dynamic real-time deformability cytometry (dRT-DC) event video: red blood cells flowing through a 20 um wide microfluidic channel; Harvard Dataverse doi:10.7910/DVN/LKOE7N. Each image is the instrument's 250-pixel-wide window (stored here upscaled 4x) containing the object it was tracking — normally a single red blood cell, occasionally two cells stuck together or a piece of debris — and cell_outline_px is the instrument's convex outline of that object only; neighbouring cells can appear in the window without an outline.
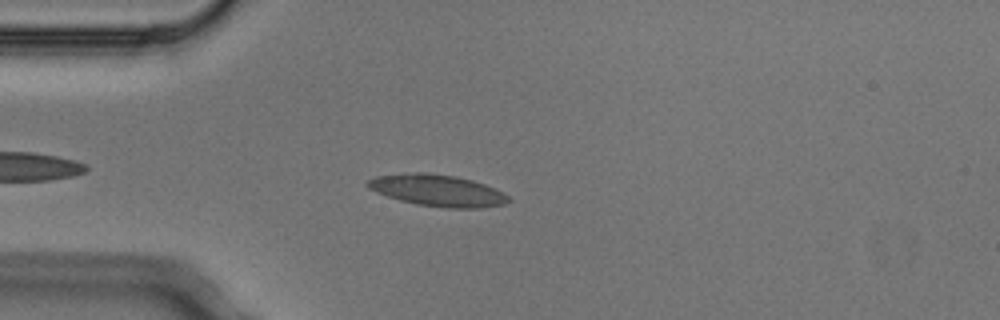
{"species": "Egyptian fruit bat (a non-hibernating species)", "species_latin": "Rousettus aegyptiacus", "temperature_condition": "cold", "stored_images_in_passage": 3, "camera_frame_rate_fps": 3000, "um_per_image_px": 0.085, "animal": {"sex": "male"}, "frame": {"image": 1, "passage_image": 3, "time_ms": 0.667, "image_size_px": [1000, 320], "cell_outline_px": [[512, 200], [504, 204], [480, 208], [448, 208], [416, 204], [400, 200], [376, 192], [368, 188], [364, 184], [368, 180], [376, 176], [416, 172], [424, 172], [456, 176], [472, 180], [484, 184], [504, 192]], "centroid_in_image_um": [37.2, 16.19], "position_along_channel_um": 47.8, "area_um2": 25.95}}